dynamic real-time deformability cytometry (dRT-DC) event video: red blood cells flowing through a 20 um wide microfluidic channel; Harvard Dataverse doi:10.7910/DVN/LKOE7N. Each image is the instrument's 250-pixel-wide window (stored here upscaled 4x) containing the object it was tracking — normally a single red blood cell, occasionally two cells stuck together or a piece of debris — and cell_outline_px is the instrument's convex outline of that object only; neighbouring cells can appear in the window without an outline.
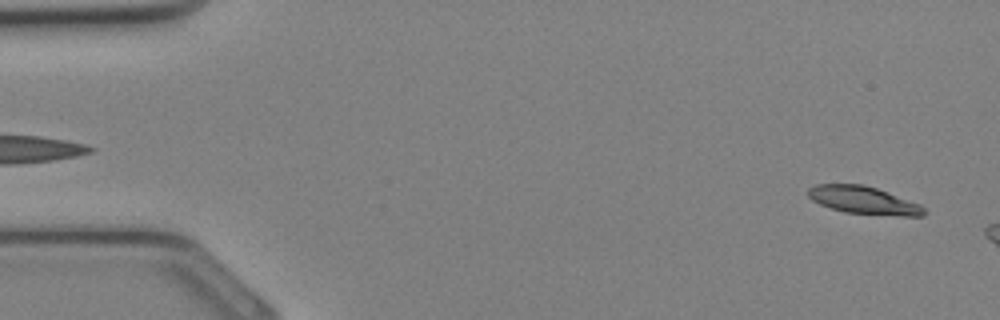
{"species": "Egyptian fruit bat (a non-hibernating species)", "species_latin": "Rousettus aegyptiacus", "temperature_condition": "cold", "stored_images_in_passage": 5, "camera_frame_rate_fps": 3000, "um_per_image_px": 0.085, "animal": {"sex": "female"}, "frame": {"image": 1, "passage_image": 1, "time_ms": 0.0, "image_size_px": [1000, 320], "cell_outline_px": [[928, 212], [924, 216], [904, 216], [844, 212], [820, 204], [812, 200], [808, 196], [808, 188], [816, 184], [864, 184], [876, 188], [920, 204]], "centroid_in_image_um": [73.42, 17.02], "position_along_channel_um": 11.6, "area_um2": 18.61}}